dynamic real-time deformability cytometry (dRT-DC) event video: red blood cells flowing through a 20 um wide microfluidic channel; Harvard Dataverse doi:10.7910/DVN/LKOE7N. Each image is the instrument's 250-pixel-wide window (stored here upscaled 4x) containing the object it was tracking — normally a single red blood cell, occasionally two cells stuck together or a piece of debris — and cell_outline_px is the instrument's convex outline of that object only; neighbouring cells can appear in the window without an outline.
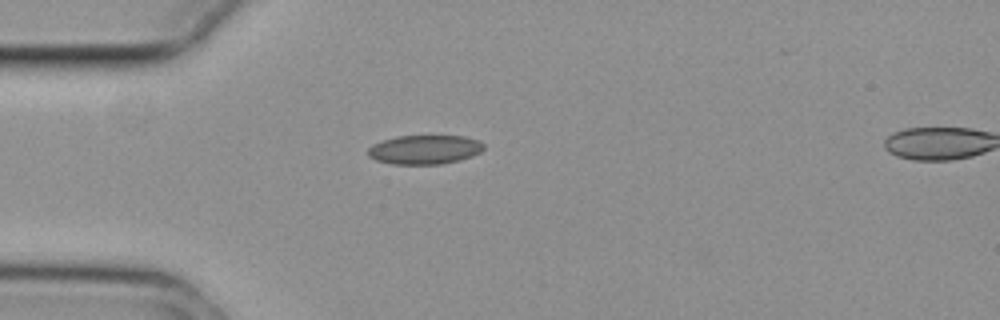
{"species": "common noctule bat (a hibernating species)", "species_latin": "Nyctalus noctula", "temperature_condition": "cold", "stored_images_in_passage": 38, "camera_frame_rate_fps": 3000, "um_per_image_px": 0.085, "animal": {"sex": "female", "body_mass_g": 29.2, "forearm_length_mm": 56.3}, "frame": {"image": 1, "passage_image": 1, "time_ms": 0.0, "image_size_px": [1000, 320], "cell_outline_px": [[484, 148], [480, 152], [472, 156], [460, 160], [440, 164], [392, 164], [376, 160], [368, 156], [368, 148], [372, 144], [396, 136], [464, 136], [480, 140], [484, 144]], "centroid_in_image_um": [36.1, 12.71], "position_along_channel_um": 48.9, "area_um2": 19.71}}
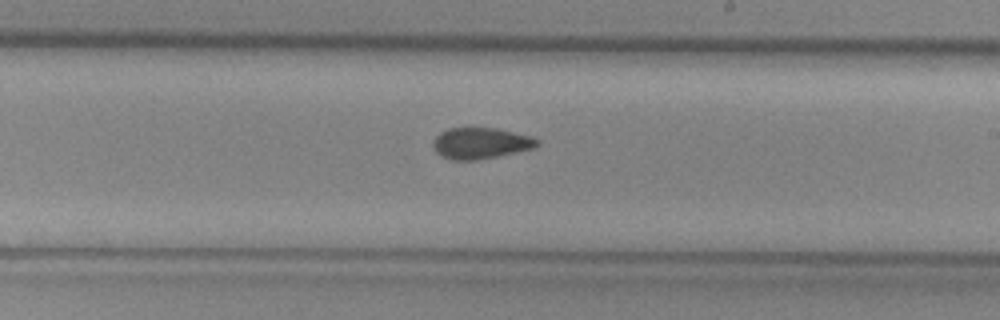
{"frame": {"image": 2, "passage_image": 18, "time_ms": 5.667, "image_size_px": [1000, 320], "cell_outline_px": [[540, 144], [532, 148], [496, 156], [476, 160], [452, 160], [436, 152], [432, 144], [432, 140], [440, 132], [448, 128], [468, 124], [496, 128], [532, 136], [540, 140]], "centroid_in_image_um": [40.81, 12.11], "position_along_channel_um": 248.2, "area_um2": 19.48}}
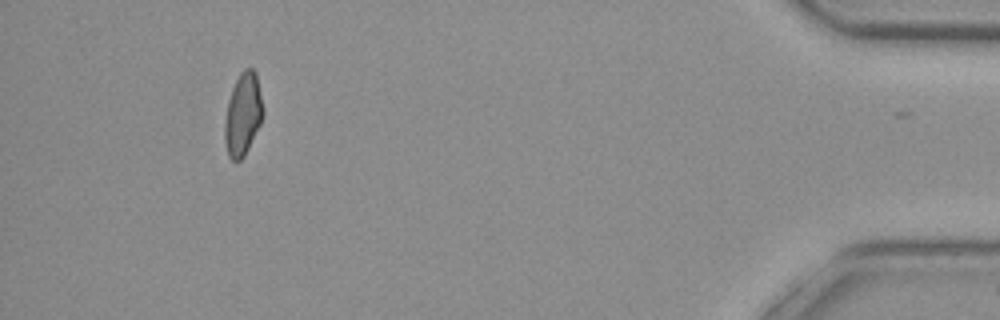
{"frame": {"image": 3, "passage_image": 37, "time_ms": 12.0, "image_size_px": [1000, 320], "cell_outline_px": [[264, 112], [260, 124], [244, 156], [236, 164], [228, 156], [224, 140], [224, 124], [228, 100], [232, 88], [240, 72], [244, 68], [252, 68], [256, 72], [264, 108]], "centroid_in_image_um": [20.64, 9.72], "position_along_channel_um": 414.6, "area_um2": 18.61}, "authors_computed_cell_mechanics": {"area_um2": 18.9584, "velocity_mm_per_s": 3.736, "shape_relaxation_time_tau1_ms": null, "shape_relaxation_time_tau2_ms": 2.176, "deformation_change_tau1": null, "deformation_change_tau2": 0.0808}}